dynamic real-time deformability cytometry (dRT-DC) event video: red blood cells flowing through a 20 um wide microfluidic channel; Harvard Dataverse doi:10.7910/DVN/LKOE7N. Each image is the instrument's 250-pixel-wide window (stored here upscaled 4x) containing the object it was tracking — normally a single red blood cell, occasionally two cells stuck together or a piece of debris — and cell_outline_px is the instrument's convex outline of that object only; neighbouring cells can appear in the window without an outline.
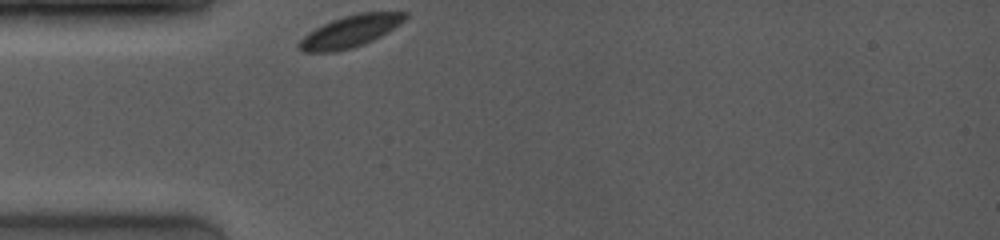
{"species": "common noctule bat (a hibernating species)", "species_latin": "Nyctalus noctula", "temperature_condition": "room temperature", "stored_images_in_passage": 20, "camera_frame_rate_fps": 4000, "um_per_image_px": 0.085, "animal": {"sex": "female", "body_mass_g": 19.0, "forearm_length_mm": 53.3}, "frame": {"image": 1, "passage_image": 1, "time_ms": 0.0, "image_size_px": [1000, 240], "cell_outline_px": [[408, 16], [400, 24], [388, 32], [364, 44], [352, 48], [336, 52], [304, 52], [296, 44], [308, 32], [332, 20], [344, 16], [360, 12], [408, 12]], "centroid_in_image_um": [29.78, 2.67], "position_along_channel_um": 55.2, "area_um2": 19.59}}
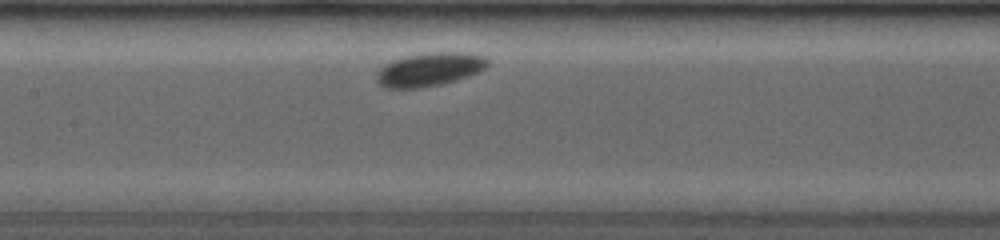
{"frame": {"image": 2, "passage_image": 9, "time_ms": 3.25, "image_size_px": [1000, 240], "cell_outline_px": [[488, 64], [480, 72], [456, 80], [440, 84], [420, 88], [384, 88], [376, 80], [376, 72], [384, 64], [392, 60], [408, 56], [428, 52], [468, 52], [484, 56], [488, 60]], "centroid_in_image_um": [36.5, 5.89], "position_along_channel_um": 170.9, "area_um2": 21.79}}
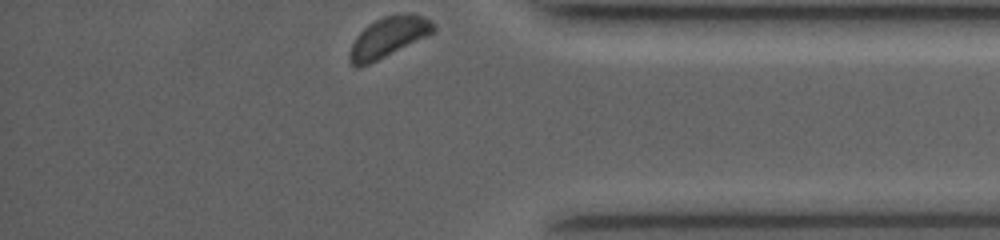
{"frame": {"image": 3, "passage_image": 20, "time_ms": 9.5, "image_size_px": [1000, 240], "cell_outline_px": [[436, 32], [428, 36], [360, 68], [356, 68], [348, 60], [348, 52], [356, 36], [368, 24], [384, 16], [412, 12], [424, 16], [432, 20], [436, 24]], "centroid_in_image_um": [33.04, 3.14], "position_along_channel_um": 402.2, "area_um2": 20.0}}